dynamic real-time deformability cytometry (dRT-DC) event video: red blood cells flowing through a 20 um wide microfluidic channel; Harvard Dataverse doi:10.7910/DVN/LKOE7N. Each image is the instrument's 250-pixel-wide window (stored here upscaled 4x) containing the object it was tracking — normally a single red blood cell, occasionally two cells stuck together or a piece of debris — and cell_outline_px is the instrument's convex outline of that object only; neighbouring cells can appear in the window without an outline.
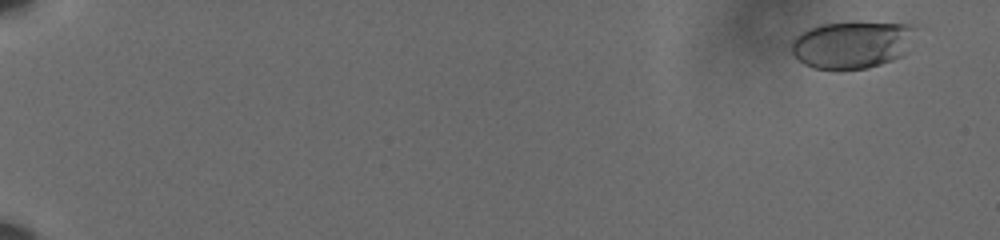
{"species": "human", "species_latin": "Homo sapiens", "temperature_condition": "cold", "stored_images_in_passage": 61, "camera_frame_rate_fps": 3000, "um_per_image_px": 0.085, "donor": {"sex": "male"}, "frame": {"image": 1, "passage_image": 4, "time_ms": 1.0, "image_size_px": [1000, 240], "cell_outline_px": [[916, 28], [904, 56], [868, 68], [812, 68], [804, 64], [792, 52], [792, 40], [800, 32], [808, 28], [820, 24], [908, 24]], "centroid_in_image_um": [72.4, 3.81], "position_along_channel_um": 12.6, "area_um2": 33.29}}
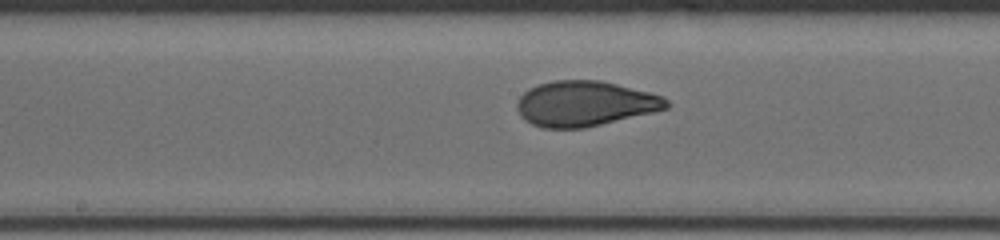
{"frame": {"image": 2, "passage_image": 36, "time_ms": 11.667, "image_size_px": [1000, 240], "cell_outline_px": [[668, 108], [652, 112], [584, 128], [540, 128], [524, 120], [520, 116], [516, 108], [516, 104], [520, 96], [528, 88], [540, 84], [556, 80], [600, 80], [664, 96], [668, 100]], "centroid_in_image_um": [49.67, 8.81], "position_along_channel_um": 198.5, "area_um2": 39.25}}
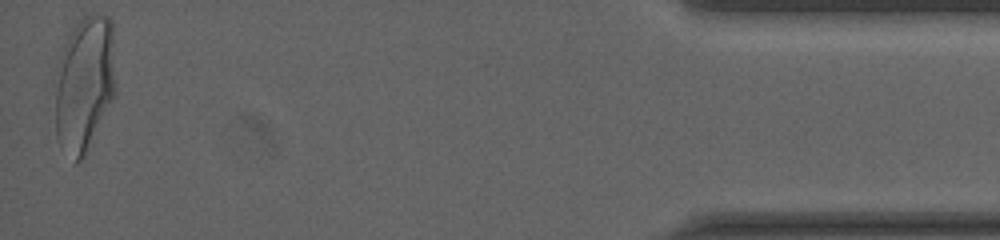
{"frame": {"image": 3, "passage_image": 61, "time_ms": 20.0, "image_size_px": [1000, 240], "cell_outline_px": [[116, 92], [80, 160], [76, 164], [56, 136], [56, 88], [60, 56], [64, 44], [72, 28], [80, 20], [96, 12], [108, 16], [112, 24], [116, 88]], "centroid_in_image_um": [7.2, 7.03], "position_along_channel_um": 428.0, "area_um2": 46.88}, "authors_computed_cell_mechanics": {"area_um2": 38.3792, "velocity_mm_per_s": 3.5991, "shape_relaxation_time_tau1_ms": 4.5658, "shape_relaxation_time_tau2_ms": 0.6511, "deformation_change_tau1": 0.1679, "deformation_change_tau2": 0.0582}}